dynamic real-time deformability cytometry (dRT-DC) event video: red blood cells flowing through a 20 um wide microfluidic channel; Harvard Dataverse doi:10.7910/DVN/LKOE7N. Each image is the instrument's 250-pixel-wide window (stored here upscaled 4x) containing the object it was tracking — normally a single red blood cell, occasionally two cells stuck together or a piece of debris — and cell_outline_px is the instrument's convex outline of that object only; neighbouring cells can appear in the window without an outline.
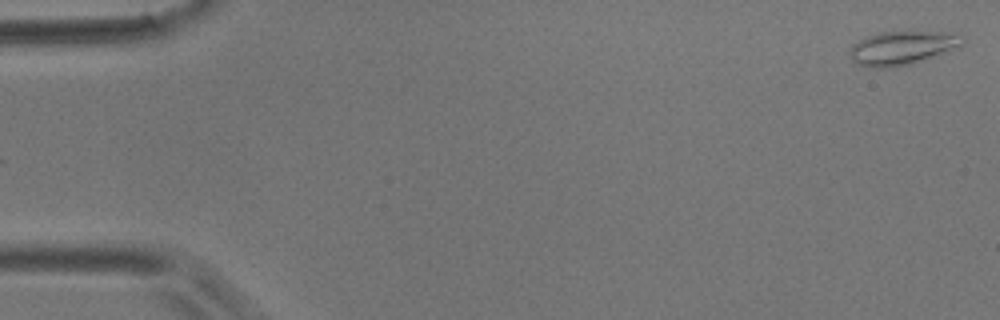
{"species": "common noctule bat (a hibernating species)", "species_latin": "Nyctalus noctula", "temperature_condition": "room temperature", "stored_images_in_passage": 55, "camera_frame_rate_fps": 3000, "um_per_image_px": 0.085, "animal": {"sex": "male", "body_mass_g": 17.9}, "frame": {"image": 1, "passage_image": 1, "time_ms": 0.0, "image_size_px": [1000, 320], "cell_outline_px": [[964, 44], [940, 56], [912, 64], [888, 68], [872, 68], [860, 64], [852, 60], [848, 52], [852, 44], [876, 32], [944, 32], [964, 40]], "centroid_in_image_um": [76.65, 4.1], "position_along_channel_um": 8.4, "area_um2": 22.14}}
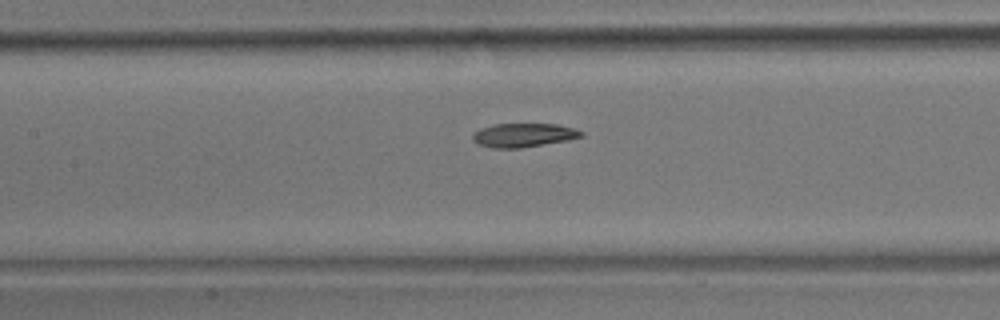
{"frame": {"image": 2, "passage_image": 25, "time_ms": 8.0, "image_size_px": [1000, 320], "cell_outline_px": [[584, 136], [568, 140], [520, 148], [492, 148], [480, 144], [472, 140], [472, 136], [480, 128], [492, 124], [556, 124], [572, 128], [584, 132]], "centroid_in_image_um": [44.5, 11.48], "position_along_channel_um": 162.9, "area_um2": 14.97}}
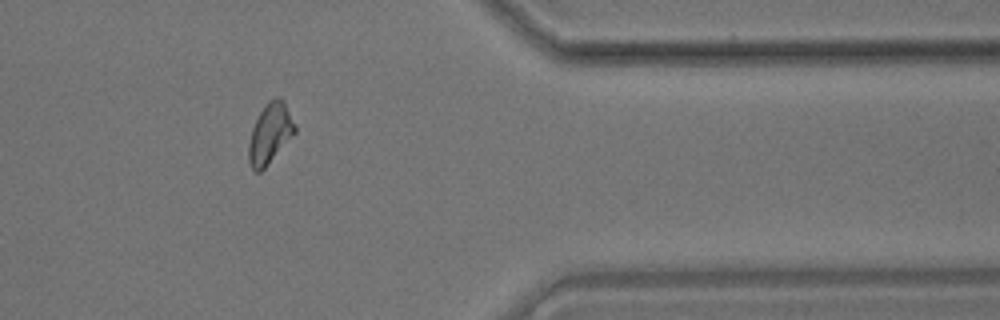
{"frame": {"image": 3, "passage_image": 45, "time_ms": 14.667, "image_size_px": [1000, 320], "cell_outline_px": [[296, 132], [264, 168], [260, 172], [256, 172], [252, 168], [248, 160], [248, 144], [252, 128], [264, 104], [268, 100], [276, 96], [280, 96], [284, 100], [296, 124]], "centroid_in_image_um": [22.96, 11.3], "position_along_channel_um": 388.4, "area_um2": 16.3}, "authors_computed_cell_mechanics": {"area_um2": 15.895, "velocity_mm_per_s": 3.6595, "shape_relaxation_time_tau1_ms": 5.4061, "shape_relaxation_time_tau2_ms": 7.4475, "deformation_change_tau1": 0.166, "deformation_change_tau2": 0.1463}}